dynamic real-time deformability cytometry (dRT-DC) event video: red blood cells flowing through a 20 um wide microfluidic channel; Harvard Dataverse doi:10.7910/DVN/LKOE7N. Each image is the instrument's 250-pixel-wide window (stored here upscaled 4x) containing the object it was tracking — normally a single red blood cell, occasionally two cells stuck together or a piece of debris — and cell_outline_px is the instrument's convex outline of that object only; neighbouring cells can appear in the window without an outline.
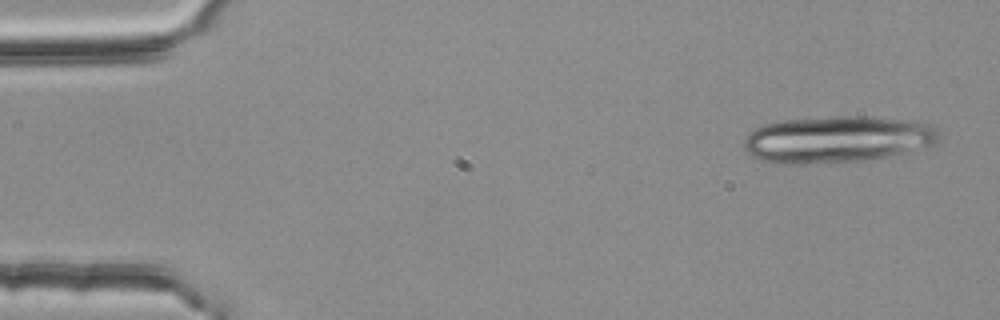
{"species": "common noctule bat (a hibernating species)", "species_latin": "Nyctalus noctula", "temperature_condition": "room temperature", "stored_images_in_passage": 4, "camera_frame_rate_fps": 3000, "um_per_image_px": 0.085, "animal": {"sex": "female", "body_mass_g": 25.1}, "frame": {"image": 1, "passage_image": 1, "time_ms": 0.0, "image_size_px": [1000, 320], "cell_outline_px": [[940, 136], [932, 144], [888, 156], [864, 160], [760, 160], [752, 156], [744, 148], [744, 140], [756, 128], [764, 124], [784, 120], [832, 116], [864, 116], [908, 120], [936, 124]], "centroid_in_image_um": [71.26, 11.76], "position_along_channel_um": 13.7, "area_um2": 51.1}}